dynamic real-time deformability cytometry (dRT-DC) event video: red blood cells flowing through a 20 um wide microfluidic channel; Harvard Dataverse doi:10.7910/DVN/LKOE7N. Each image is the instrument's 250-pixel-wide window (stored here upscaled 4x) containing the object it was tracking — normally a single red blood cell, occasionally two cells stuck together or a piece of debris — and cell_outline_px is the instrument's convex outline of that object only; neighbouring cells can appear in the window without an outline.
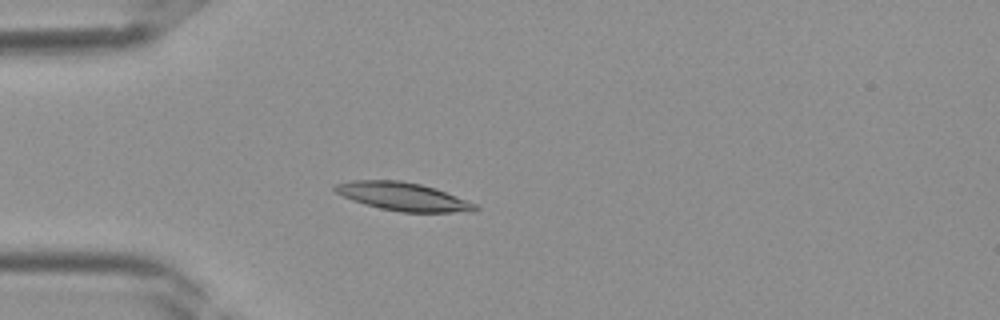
{"species": "Egyptian fruit bat (a non-hibernating species)", "species_latin": "Rousettus aegyptiacus", "temperature_condition": "room temperature", "stored_images_in_passage": 39, "camera_frame_rate_fps": 3000, "um_per_image_px": 0.085, "frame": {"image": 1, "passage_image": 11, "time_ms": 3.333, "image_size_px": [1000, 320], "cell_outline_px": [[480, 208], [476, 212], [400, 212], [380, 208], [364, 204], [352, 200], [336, 192], [332, 188], [332, 184], [352, 180], [400, 180], [420, 184], [436, 188], [476, 204]], "centroid_in_image_um": [34.25, 16.71], "position_along_channel_um": 50.7, "area_um2": 23.18}}
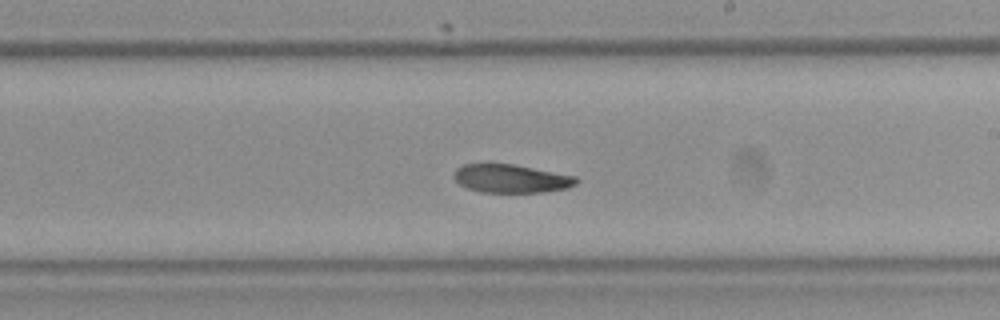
{"frame": {"image": 2, "passage_image": 23, "time_ms": 7.333, "image_size_px": [1000, 320], "cell_outline_px": [[580, 180], [576, 184], [568, 188], [544, 192], [480, 192], [468, 188], [460, 184], [452, 176], [456, 168], [464, 164], [492, 160], [576, 176]], "centroid_in_image_um": [43.4, 15.13], "position_along_channel_um": 245.6, "area_um2": 20.92}}
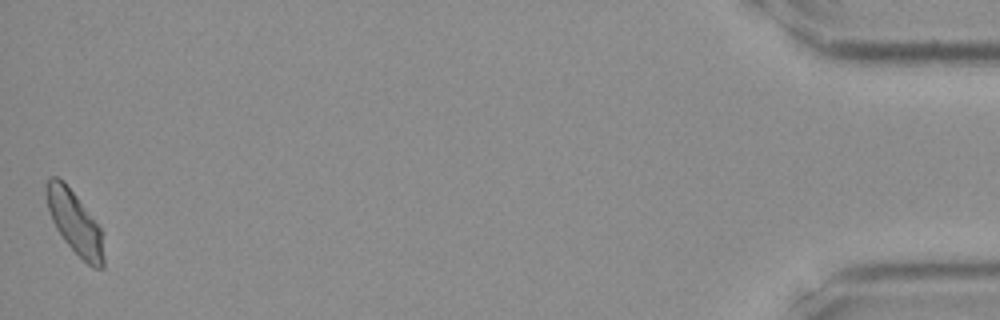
{"frame": {"image": 3, "passage_image": 39, "time_ms": 12.667, "image_size_px": [1000, 320], "cell_outline_px": [[104, 268], [92, 268], [64, 240], [56, 228], [52, 220], [48, 208], [44, 192], [44, 184], [48, 176], [56, 176], [64, 180], [100, 228], [104, 256]], "centroid_in_image_um": [6.3, 18.86], "position_along_channel_um": 428.9, "area_um2": 20.87}}